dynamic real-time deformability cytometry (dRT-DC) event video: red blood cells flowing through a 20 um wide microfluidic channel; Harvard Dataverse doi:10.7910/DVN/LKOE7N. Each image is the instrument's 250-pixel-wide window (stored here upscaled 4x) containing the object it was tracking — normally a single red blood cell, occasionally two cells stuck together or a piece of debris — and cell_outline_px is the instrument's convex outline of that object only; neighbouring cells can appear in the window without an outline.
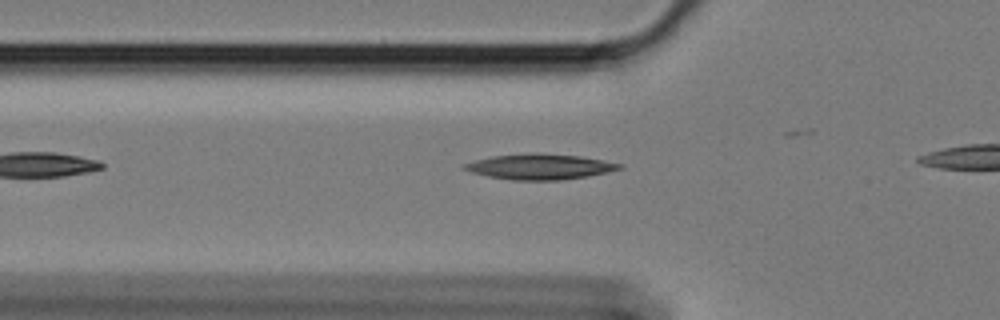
{"species": "Egyptian fruit bat (a non-hibernating species)", "species_latin": "Rousettus aegyptiacus", "temperature_condition": "cold", "stored_images_in_passage": 25, "camera_frame_rate_fps": 3000, "um_per_image_px": 0.085, "animal": {"sex": "female"}, "frame": {"image": 1, "passage_image": 2, "time_ms": 0.333, "image_size_px": [1000, 320], "cell_outline_px": [[624, 168], [588, 176], [560, 180], [512, 180], [488, 176], [472, 172], [464, 168], [464, 164], [476, 160], [492, 156], [536, 152], [580, 156], [624, 164]], "centroid_in_image_um": [45.93, 14.16], "position_along_channel_um": 79.9, "area_um2": 22.89}}
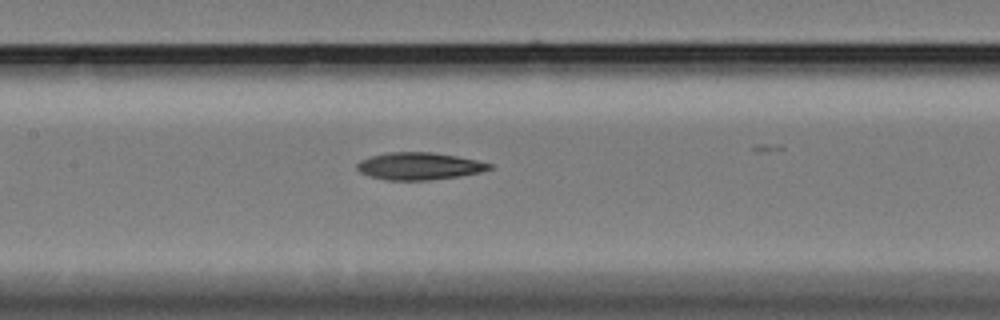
{"frame": {"image": 2, "passage_image": 10, "time_ms": 3.0, "image_size_px": [1000, 320], "cell_outline_px": [[492, 168], [480, 172], [456, 176], [428, 180], [388, 180], [368, 176], [360, 172], [356, 168], [356, 164], [360, 160], [372, 156], [392, 152], [432, 152], [456, 156], [476, 160], [492, 164]], "centroid_in_image_um": [35.59, 14.12], "position_along_channel_um": 171.8, "area_um2": 20.81}}
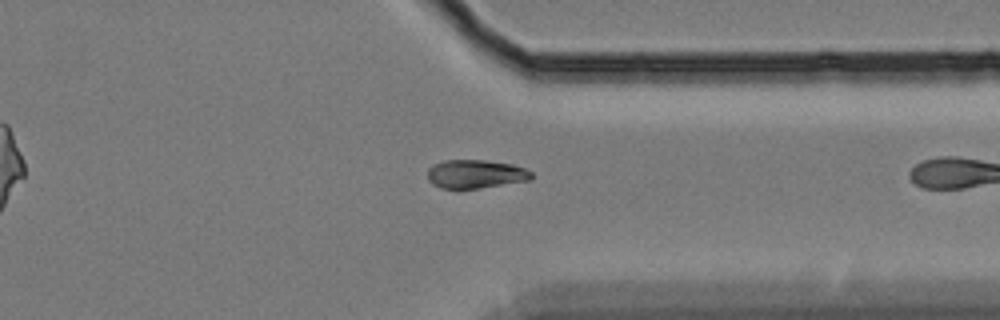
{"frame": {"image": 3, "passage_image": 24, "time_ms": 7.667, "image_size_px": [1000, 320], "cell_outline_px": [[532, 180], [480, 188], [440, 188], [432, 184], [428, 180], [428, 168], [432, 164], [444, 160], [484, 160], [512, 164], [524, 168], [532, 172]], "centroid_in_image_um": [40.41, 14.79], "position_along_channel_um": 371.0, "area_um2": 17.4}}